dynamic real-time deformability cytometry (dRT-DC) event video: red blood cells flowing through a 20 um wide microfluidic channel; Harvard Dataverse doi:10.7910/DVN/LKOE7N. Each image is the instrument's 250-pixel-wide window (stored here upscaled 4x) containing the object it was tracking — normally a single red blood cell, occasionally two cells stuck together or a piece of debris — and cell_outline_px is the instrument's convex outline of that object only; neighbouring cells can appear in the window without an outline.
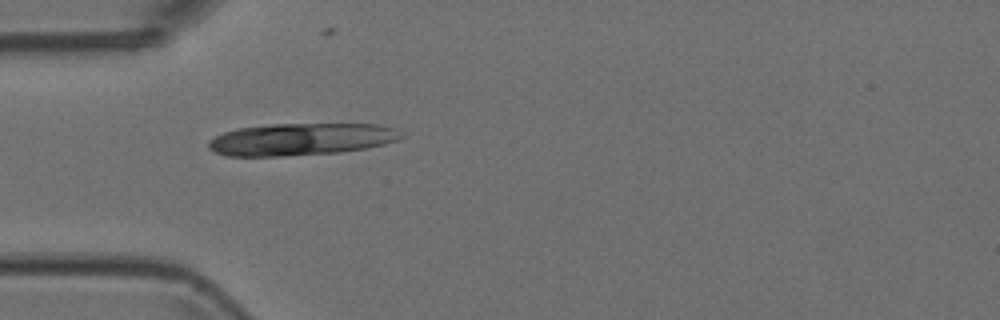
{"species": "Egyptian fruit bat (a non-hibernating species)", "species_latin": "Rousettus aegyptiacus", "temperature_condition": "room temperature", "stored_images_in_passage": 1, "camera_frame_rate_fps": 3000, "um_per_image_px": 0.085, "animal": {"sex": "female"}, "frame": {"image": 1, "passage_image": 1, "time_ms": 0.0, "image_size_px": [1000, 320], "cell_outline_px": [[404, 136], [396, 140], [384, 144], [364, 148], [340, 152], [284, 156], [228, 156], [216, 152], [208, 148], [208, 140], [224, 132], [240, 128], [272, 124], [380, 124], [396, 128]], "centroid_in_image_um": [25.6, 11.83], "position_along_channel_um": 59.4, "area_um2": 36.01}}